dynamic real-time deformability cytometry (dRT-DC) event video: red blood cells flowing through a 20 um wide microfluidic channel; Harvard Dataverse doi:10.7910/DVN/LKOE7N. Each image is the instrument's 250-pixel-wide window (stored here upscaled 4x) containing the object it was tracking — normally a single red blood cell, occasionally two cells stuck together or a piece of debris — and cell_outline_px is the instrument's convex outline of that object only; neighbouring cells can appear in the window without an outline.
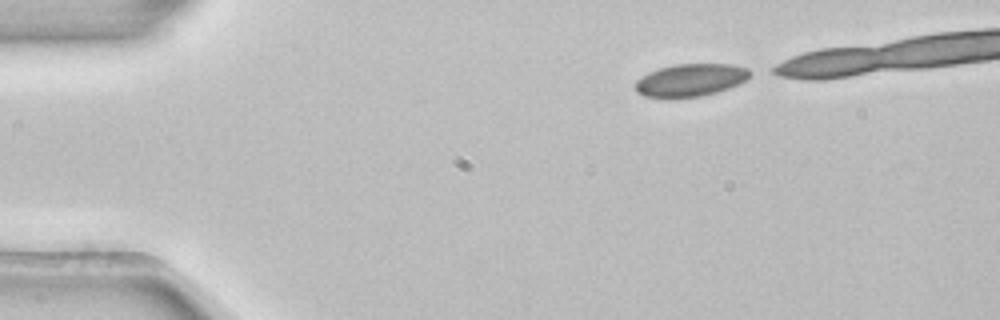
{"species": "common noctule bat (a hibernating species)", "species_latin": "Nyctalus noctula", "temperature_condition": "room temperature", "stored_images_in_passage": 4, "camera_frame_rate_fps": 3000, "um_per_image_px": 0.085, "animal": {"sex": "female", "body_mass_g": 22.7, "forearm_length_mm": 54.2}, "frame": {"image": 1, "passage_image": 1, "time_ms": 0.0, "image_size_px": [1000, 320], "cell_outline_px": [[756, 72], [748, 80], [740, 84], [716, 92], [700, 96], [668, 100], [644, 96], [636, 92], [636, 80], [660, 68], [676, 64], [732, 64], [748, 68]], "centroid_in_image_um": [58.76, 6.83], "position_along_channel_um": 26.2, "area_um2": 22.31}}